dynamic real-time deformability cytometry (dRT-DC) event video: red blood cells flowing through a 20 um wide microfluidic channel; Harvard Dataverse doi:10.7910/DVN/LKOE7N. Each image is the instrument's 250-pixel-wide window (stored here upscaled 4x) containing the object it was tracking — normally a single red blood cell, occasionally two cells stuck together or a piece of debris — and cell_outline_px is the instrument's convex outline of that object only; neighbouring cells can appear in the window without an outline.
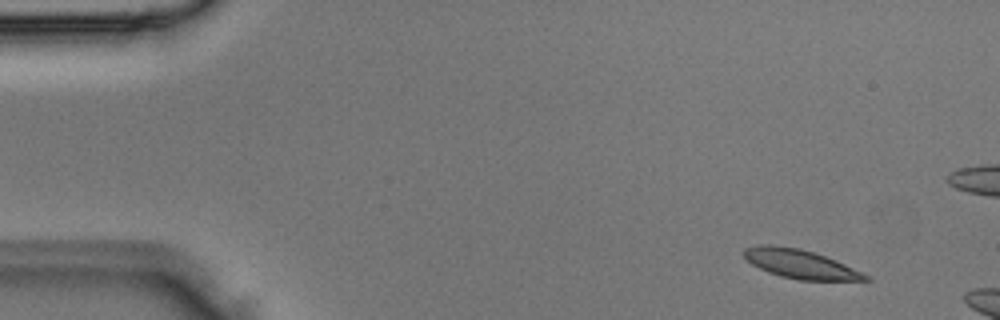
{"species": "Egyptian fruit bat (a non-hibernating species)", "species_latin": "Rousettus aegyptiacus", "temperature_condition": "room temperature", "stored_images_in_passage": 2, "camera_frame_rate_fps": 3000, "um_per_image_px": 0.085, "animal": {"sex": "male"}, "frame": {"image": 1, "passage_image": 1, "time_ms": 0.0, "image_size_px": [1000, 320], "cell_outline_px": [[872, 280], [800, 280], [780, 276], [768, 272], [752, 264], [740, 252], [744, 248], [760, 244], [768, 244], [800, 248], [836, 260], [868, 276]], "centroid_in_image_um": [67.95, 22.42], "position_along_channel_um": 17.1, "area_um2": 20.23}}